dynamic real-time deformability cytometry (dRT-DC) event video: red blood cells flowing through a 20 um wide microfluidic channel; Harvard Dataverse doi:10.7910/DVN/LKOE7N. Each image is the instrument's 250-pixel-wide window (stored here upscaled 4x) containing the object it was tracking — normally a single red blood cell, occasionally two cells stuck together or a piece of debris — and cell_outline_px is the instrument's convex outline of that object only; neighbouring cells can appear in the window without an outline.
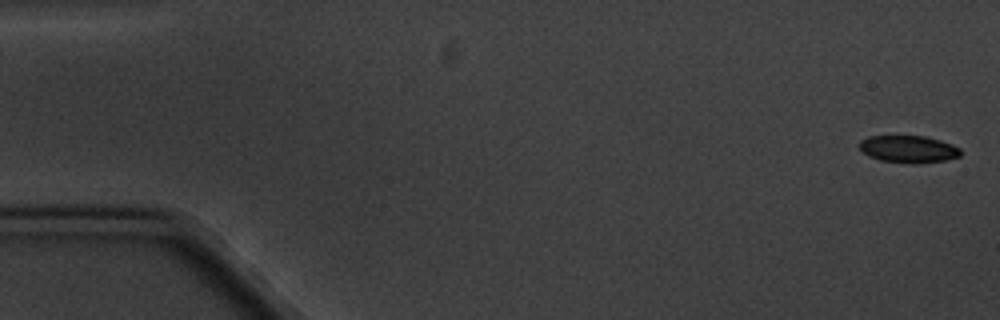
{"species": "common noctule bat (a hibernating species)", "species_latin": "Nyctalus noctula", "temperature_condition": "cold", "stored_images_in_passage": 9, "camera_frame_rate_fps": 3000, "um_per_image_px": 0.085, "animal": {"sex": "male", "body_mass_g": 20.1, "forearm_length_mm": 53.5}, "frame": {"image": 1, "passage_image": 1, "time_ms": 0.0, "image_size_px": [1000, 320], "cell_outline_px": [[960, 156], [948, 160], [916, 164], [912, 164], [880, 160], [868, 156], [860, 148], [860, 140], [868, 136], [924, 136], [940, 140], [952, 144], [960, 148]], "centroid_in_image_um": [77.24, 12.68], "position_along_channel_um": 7.8, "area_um2": 16.13}}
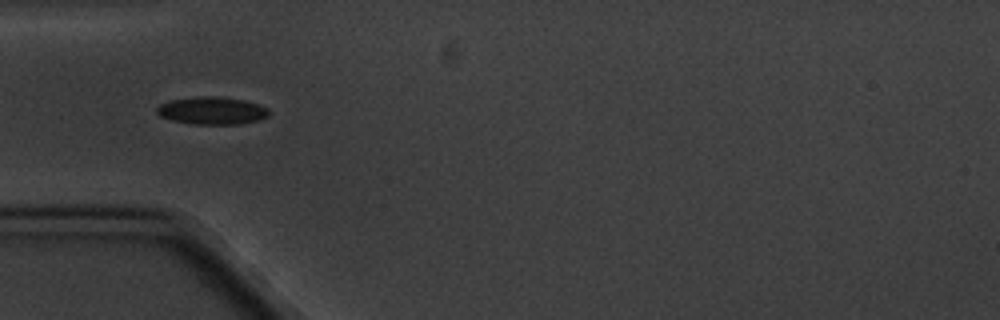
{"frame": {"image": 2, "passage_image": 6, "time_ms": 5.667, "image_size_px": [1000, 320], "cell_outline_px": [[268, 116], [260, 120], [240, 124], [192, 124], [172, 120], [160, 116], [156, 112], [156, 108], [160, 104], [172, 100], [200, 96], [204, 96], [244, 100], [268, 108]], "centroid_in_image_um": [18.01, 9.42], "position_along_channel_um": 67.0, "area_um2": 17.74}}